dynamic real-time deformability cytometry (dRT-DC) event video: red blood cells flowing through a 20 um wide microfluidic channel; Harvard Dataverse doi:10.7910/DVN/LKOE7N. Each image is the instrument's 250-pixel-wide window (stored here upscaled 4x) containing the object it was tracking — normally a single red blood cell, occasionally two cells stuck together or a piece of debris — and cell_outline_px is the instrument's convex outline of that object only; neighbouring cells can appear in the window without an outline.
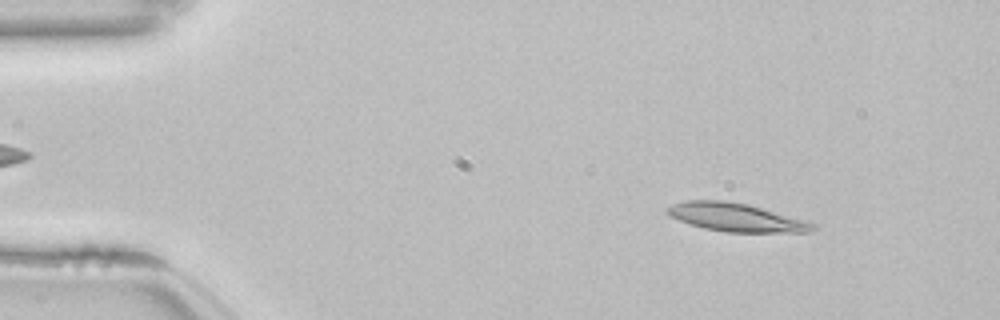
{"species": "common noctule bat (a hibernating species)", "species_latin": "Nyctalus noctula", "temperature_condition": "room temperature", "stored_images_in_passage": 52, "camera_frame_rate_fps": 3000, "um_per_image_px": 0.085, "animal": {"sex": "female", "body_mass_g": 22.7, "forearm_length_mm": 54.2}, "frame": {"image": 1, "passage_image": 6, "time_ms": 1.667, "image_size_px": [1000, 320], "cell_outline_px": [[816, 228], [808, 232], [728, 232], [704, 228], [680, 220], [672, 216], [664, 208], [672, 204], [684, 200], [724, 200], [748, 204], [808, 220], [816, 224]], "centroid_in_image_um": [62.61, 18.46], "position_along_channel_um": 22.4, "area_um2": 23.99}}
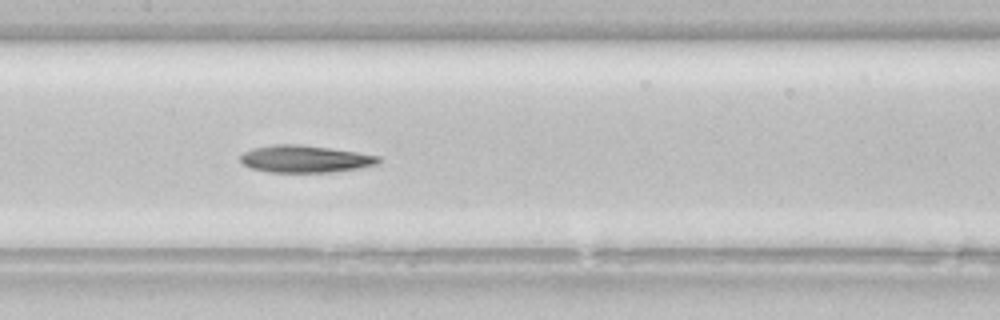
{"frame": {"image": 2, "passage_image": 25, "time_ms": 8.0, "image_size_px": [1000, 320], "cell_outline_px": [[380, 164], [360, 168], [332, 172], [268, 172], [252, 168], [244, 164], [240, 160], [240, 156], [244, 152], [252, 148], [272, 144], [300, 144], [356, 152], [380, 156]], "centroid_in_image_um": [25.94, 13.51], "position_along_channel_um": 181.5, "area_um2": 21.91}}
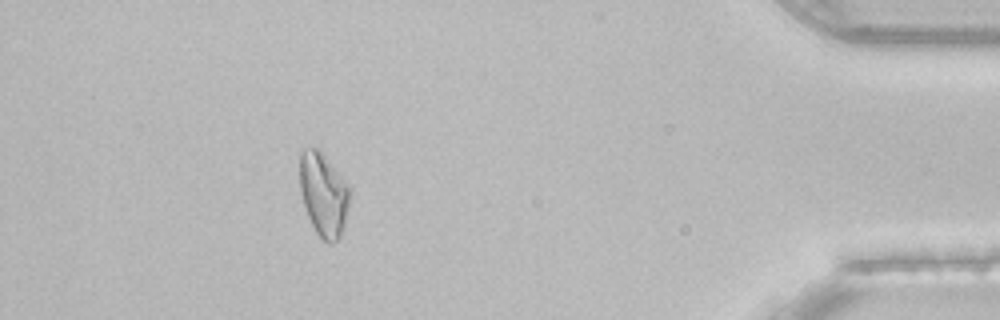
{"frame": {"image": 3, "passage_image": 47, "time_ms": 15.333, "image_size_px": [1000, 320], "cell_outline_px": [[352, 196], [344, 224], [340, 236], [332, 244], [328, 244], [316, 232], [308, 216], [300, 192], [300, 152], [304, 148], [320, 148], [352, 188]], "centroid_in_image_um": [27.53, 16.48], "position_along_channel_um": 407.7, "area_um2": 24.8}}